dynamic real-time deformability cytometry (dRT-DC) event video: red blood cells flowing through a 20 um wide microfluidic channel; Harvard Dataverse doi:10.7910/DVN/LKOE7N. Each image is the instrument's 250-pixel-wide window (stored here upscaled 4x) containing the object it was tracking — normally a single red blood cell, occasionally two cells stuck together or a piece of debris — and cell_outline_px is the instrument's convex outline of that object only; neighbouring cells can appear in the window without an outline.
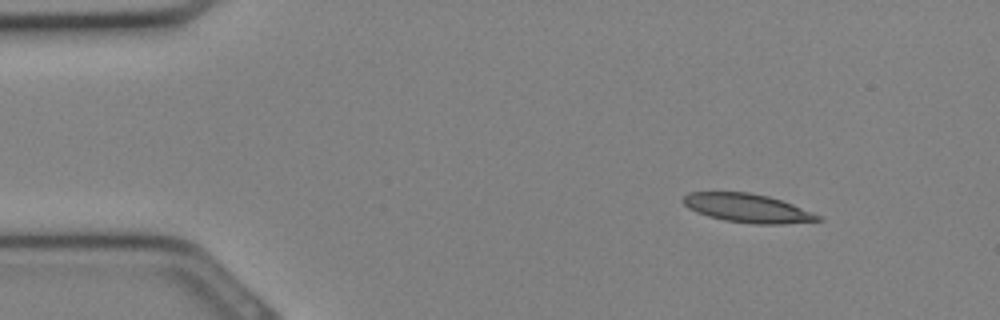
{"species": "Egyptian fruit bat (a non-hibernating species)", "species_latin": "Rousettus aegyptiacus", "temperature_condition": "cold", "stored_images_in_passage": 31, "camera_frame_rate_fps": 3000, "um_per_image_px": 0.085, "animal": {"sex": "female"}, "frame": {"image": 1, "passage_image": 3, "time_ms": 0.667, "image_size_px": [1000, 320], "cell_outline_px": [[824, 220], [780, 224], [752, 224], [724, 220], [708, 216], [696, 212], [688, 208], [684, 204], [684, 196], [688, 192], [748, 192], [768, 196], [792, 204], [820, 216]], "centroid_in_image_um": [63.51, 17.69], "position_along_channel_um": 21.5, "area_um2": 22.31}}
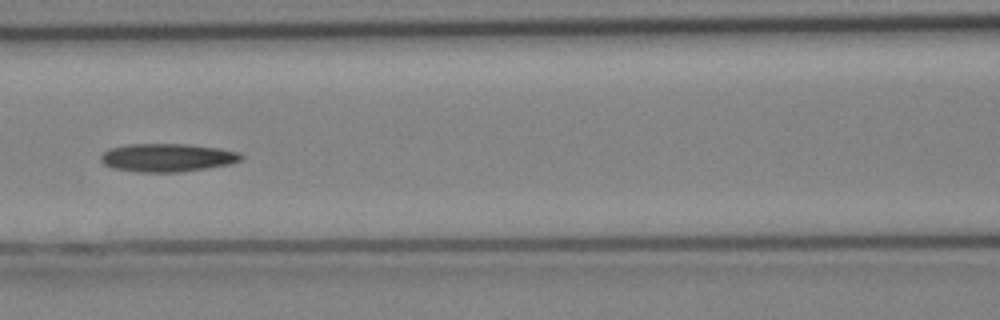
{"frame": {"image": 2, "passage_image": 13, "time_ms": 4.0, "image_size_px": [1000, 320], "cell_outline_px": [[244, 156], [240, 160], [232, 164], [208, 168], [180, 172], [136, 172], [112, 168], [104, 164], [100, 160], [100, 156], [108, 148], [124, 144], [184, 144], [220, 148], [240, 152]], "centroid_in_image_um": [14.21, 13.4], "position_along_channel_um": 152.4, "area_um2": 23.35}}
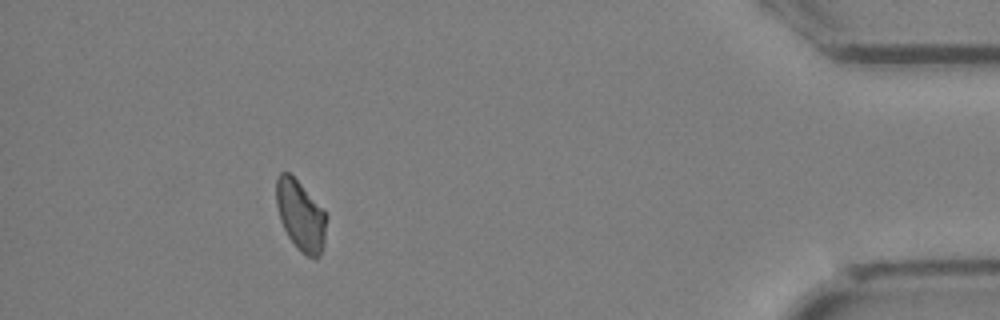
{"frame": {"image": 3, "passage_image": 28, "time_ms": 9.0, "image_size_px": [1000, 320], "cell_outline_px": [[328, 216], [324, 248], [320, 256], [316, 260], [300, 252], [296, 248], [288, 236], [280, 220], [276, 204], [276, 176], [280, 172], [288, 172], [300, 184]], "centroid_in_image_um": [25.56, 18.38], "position_along_channel_um": 409.6, "area_um2": 20.69}}